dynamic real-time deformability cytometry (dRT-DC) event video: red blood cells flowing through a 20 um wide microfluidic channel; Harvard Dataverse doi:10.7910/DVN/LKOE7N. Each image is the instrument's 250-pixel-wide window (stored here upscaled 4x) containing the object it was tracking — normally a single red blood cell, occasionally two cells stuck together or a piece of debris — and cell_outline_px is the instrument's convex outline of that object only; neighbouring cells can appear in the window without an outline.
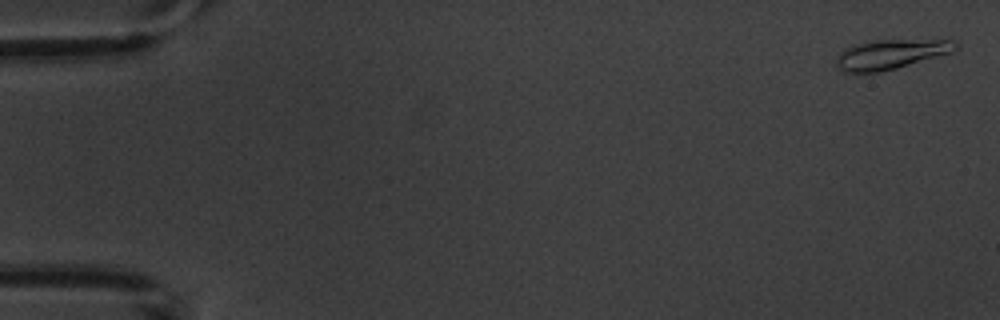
{"species": "common noctule bat (a hibernating species)", "species_latin": "Nyctalus noctula", "temperature_condition": "warm", "stored_images_in_passage": 5, "segment_of_instrument_passage": [2, 2], "camera_frame_rate_fps": 3000, "um_per_image_px": 0.085, "animal": {"sex": "male", "body_mass_g": 20.1, "forearm_length_mm": 53.5}, "frame": {"image": 1, "passage_image": 5, "time_ms": 6.0, "image_size_px": [1000, 320], "cell_outline_px": [[960, 44], [952, 52], [896, 68], [880, 72], [840, 72], [836, 64], [836, 56], [844, 48], [852, 44], [868, 40], [956, 40]], "centroid_in_image_um": [75.66, 4.6], "position_along_channel_um": 9.3, "area_um2": 20.75}}